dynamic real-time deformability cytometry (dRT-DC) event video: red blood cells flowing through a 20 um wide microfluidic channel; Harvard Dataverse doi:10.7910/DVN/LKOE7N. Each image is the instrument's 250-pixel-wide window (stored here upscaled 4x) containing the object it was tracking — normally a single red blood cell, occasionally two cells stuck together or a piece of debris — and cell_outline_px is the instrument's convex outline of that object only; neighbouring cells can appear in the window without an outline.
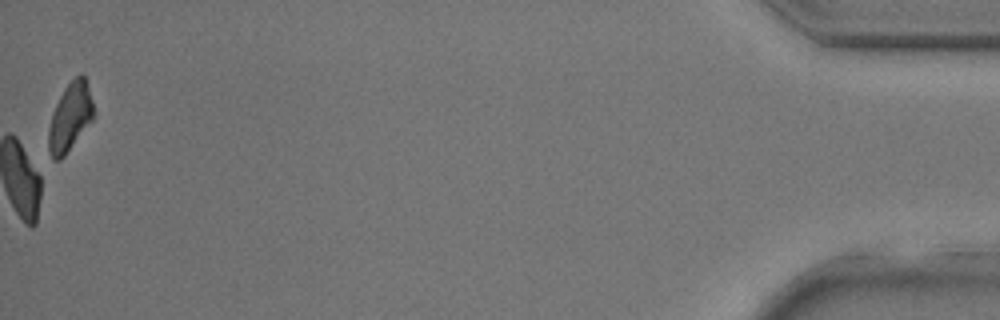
{"species": "common noctule bat (a hibernating species)", "species_latin": "Nyctalus noctula", "temperature_condition": "room temperature", "stored_images_in_passage": 39, "camera_frame_rate_fps": 3000, "um_per_image_px": 0.085, "animal": {"sex": "male", "body_mass_g": 17.9, "forearm_length_mm": 54.2}, "frame": {"image": 1, "passage_image": 39, "time_ms": 12.667, "image_size_px": [1000, 320], "cell_outline_px": [[92, 120], [64, 156], [60, 160], [52, 160], [48, 152], [48, 128], [52, 112], [64, 88], [80, 72], [84, 72], [92, 100]], "centroid_in_image_um": [5.92, 9.95], "position_along_channel_um": 429.3, "area_um2": 17.8}}